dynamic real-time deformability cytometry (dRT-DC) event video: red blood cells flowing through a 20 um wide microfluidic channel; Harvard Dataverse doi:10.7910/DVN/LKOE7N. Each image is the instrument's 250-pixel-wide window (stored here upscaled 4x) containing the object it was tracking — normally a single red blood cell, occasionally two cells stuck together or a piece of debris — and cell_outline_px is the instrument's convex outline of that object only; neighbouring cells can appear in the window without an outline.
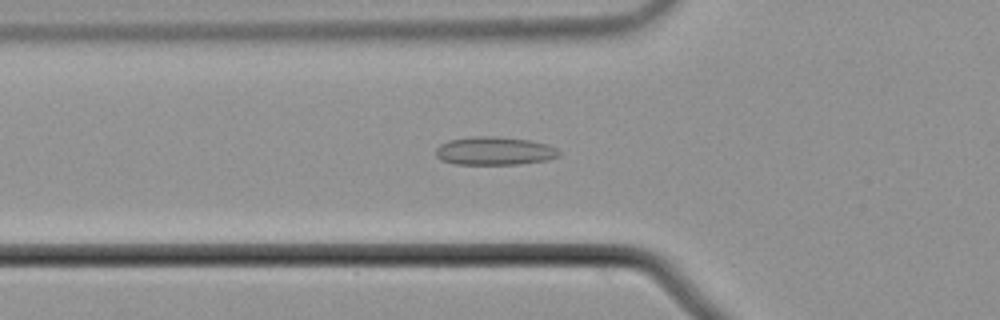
{"species": "common noctule bat (a hibernating species)", "species_latin": "Nyctalus noctula", "temperature_condition": "cold", "stored_images_in_passage": 55, "camera_frame_rate_fps": 3000, "um_per_image_px": 0.085, "animal": {"sex": "male", "body_mass_g": 21.5, "forearm_length_mm": 52.0}, "frame": {"image": 1, "passage_image": 19, "time_ms": 6.0, "image_size_px": [1000, 320], "cell_outline_px": [[560, 156], [548, 160], [520, 164], [452, 164], [440, 160], [436, 156], [436, 148], [440, 144], [448, 140], [472, 136], [496, 136], [528, 140], [548, 144], [556, 148], [560, 152]], "centroid_in_image_um": [42.02, 12.83], "position_along_channel_um": 83.8, "area_um2": 20.52}}
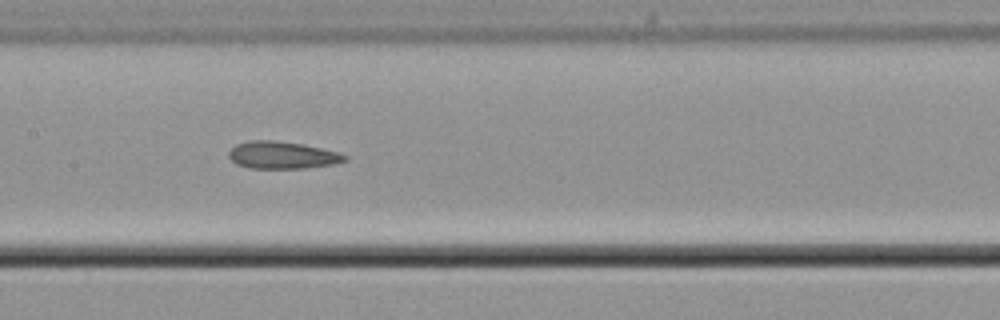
{"frame": {"image": 2, "passage_image": 27, "time_ms": 8.667, "image_size_px": [1000, 320], "cell_outline_px": [[348, 160], [332, 164], [304, 168], [248, 168], [236, 164], [228, 156], [228, 152], [236, 144], [248, 140], [276, 140], [304, 144], [340, 152], [348, 156]], "centroid_in_image_um": [23.99, 13.17], "position_along_channel_um": 183.4, "area_um2": 18.61}}
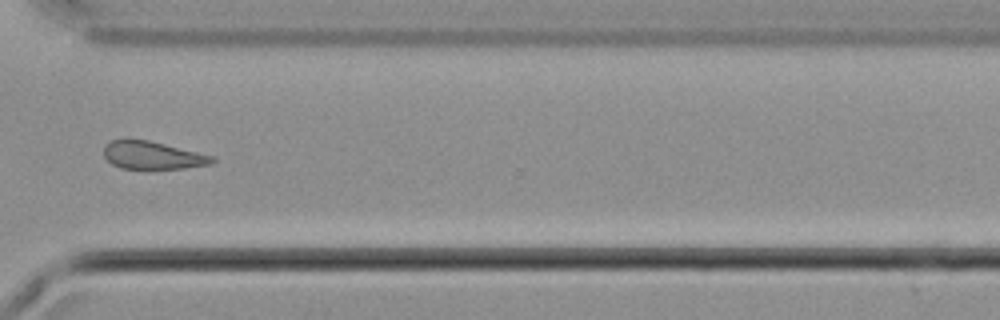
{"frame": {"image": 3, "passage_image": 41, "time_ms": 13.333, "image_size_px": [1000, 320], "cell_outline_px": [[216, 160], [212, 164], [184, 168], [120, 168], [112, 164], [104, 156], [104, 148], [112, 140], [124, 136], [148, 140], [216, 156]], "centroid_in_image_um": [12.97, 13.17], "position_along_channel_um": 357.6, "area_um2": 17.86}, "authors_computed_cell_mechanics": {"area_um2": 19.074, "velocity_mm_per_s": 3.725, "shape_relaxation_time_tau1_ms": null, "shape_relaxation_time_tau2_ms": 3.8685, "deformation_change_tau1": null, "deformation_change_tau2": 0.123}}